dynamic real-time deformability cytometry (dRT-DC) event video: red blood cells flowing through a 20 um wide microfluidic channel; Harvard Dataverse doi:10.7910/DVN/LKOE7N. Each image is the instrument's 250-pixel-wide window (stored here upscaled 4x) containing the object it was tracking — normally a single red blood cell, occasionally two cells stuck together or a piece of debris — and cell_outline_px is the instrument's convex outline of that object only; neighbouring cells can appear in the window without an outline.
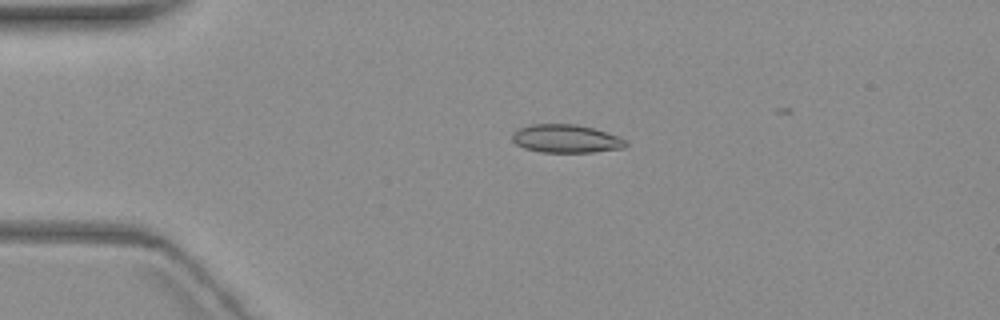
{"species": "common noctule bat (a hibernating species)", "species_latin": "Nyctalus noctula", "temperature_condition": "warm", "stored_images_in_passage": 4, "camera_frame_rate_fps": 3000, "um_per_image_px": 0.085, "animal": {"sex": "female", "body_mass_g": 19.3, "forearm_length_mm": 54.1}, "frame": {"image": 1, "passage_image": 3, "time_ms": 2.333, "image_size_px": [1000, 320], "cell_outline_px": [[628, 144], [624, 148], [592, 152], [540, 152], [524, 148], [516, 144], [512, 140], [512, 132], [520, 128], [532, 124], [576, 124], [592, 128], [620, 136]], "centroid_in_image_um": [48.1, 11.79], "position_along_channel_um": 36.9, "area_um2": 18.67}}